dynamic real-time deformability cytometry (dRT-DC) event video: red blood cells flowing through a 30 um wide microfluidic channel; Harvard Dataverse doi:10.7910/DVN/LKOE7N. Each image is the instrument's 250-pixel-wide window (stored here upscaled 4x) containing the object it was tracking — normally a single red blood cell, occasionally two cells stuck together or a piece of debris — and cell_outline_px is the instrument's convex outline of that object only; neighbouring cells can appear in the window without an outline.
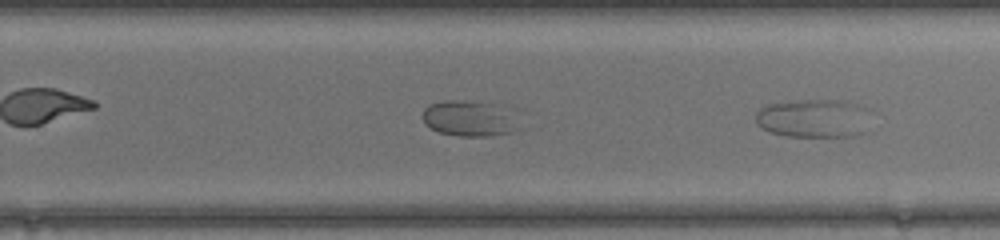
{"species": "common noctule bat (a hibernating species)", "species_latin": "Nyctalus noctula", "temperature_condition": "warm", "stored_images_in_passage": 34, "camera_frame_rate_fps": 3000, "um_per_image_px": 0.085, "animal": {"sex": "female", "body_mass_g": 17.0, "forearm_length_mm": 48.0}, "frame": {"image": 1, "passage_image": 34, "time_ms": 11.0, "image_size_px": [1000, 240], "cell_outline_px": [[868, 108], [860, 132], [856, 136], [788, 136], [772, 132], [764, 128], [756, 120], [756, 112], [760, 108], [768, 104], [796, 100], [848, 100]], "centroid_in_image_um": [69.11, 10.02], "position_along_channel_um": 260.7, "area_um2": 25.26}}